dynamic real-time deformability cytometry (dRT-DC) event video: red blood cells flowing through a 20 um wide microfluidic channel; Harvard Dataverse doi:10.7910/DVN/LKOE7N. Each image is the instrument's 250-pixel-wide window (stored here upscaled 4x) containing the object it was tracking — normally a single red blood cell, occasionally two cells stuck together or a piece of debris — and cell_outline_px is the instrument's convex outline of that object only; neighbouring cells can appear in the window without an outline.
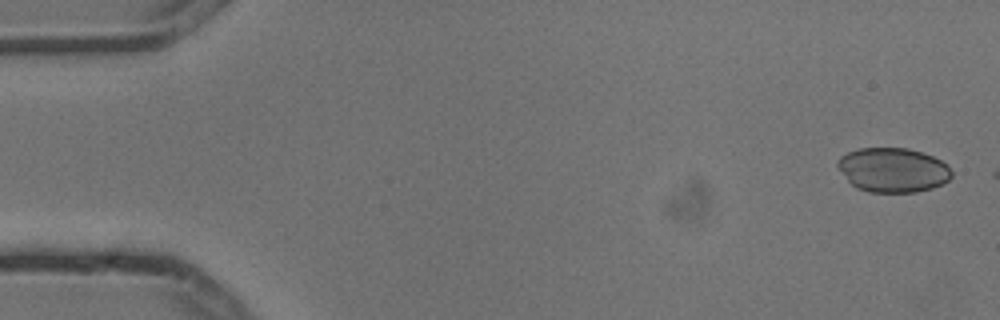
{"species": "common noctule bat (a hibernating species)", "species_latin": "Nyctalus noctula", "temperature_condition": "cold", "stored_images_in_passage": 2, "camera_frame_rate_fps": 3000, "um_per_image_px": 0.085, "animal": {"sex": "male", "body_mass_g": 13.3}, "frame": {"image": 1, "passage_image": 1, "time_ms": 0.0, "image_size_px": [1000, 320], "cell_outline_px": [[952, 176], [944, 184], [932, 188], [916, 192], [868, 192], [856, 188], [848, 180], [836, 164], [840, 156], [848, 152], [860, 148], [908, 148], [932, 156], [940, 160], [952, 172]], "centroid_in_image_um": [75.89, 14.45], "position_along_channel_um": 9.1, "area_um2": 29.36}}